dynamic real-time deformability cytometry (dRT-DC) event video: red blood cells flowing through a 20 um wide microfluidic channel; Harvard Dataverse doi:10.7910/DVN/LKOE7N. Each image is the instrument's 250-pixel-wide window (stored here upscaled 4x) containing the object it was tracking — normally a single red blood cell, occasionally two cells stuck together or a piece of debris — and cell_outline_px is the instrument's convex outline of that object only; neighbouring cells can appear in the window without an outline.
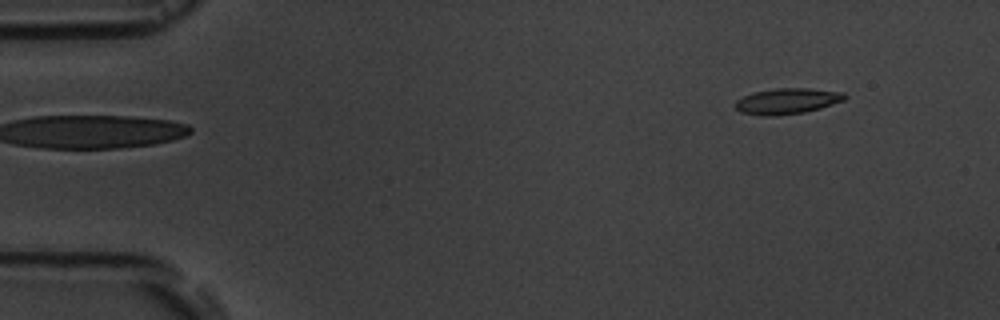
{"species": "common noctule bat (a hibernating species)", "species_latin": "Nyctalus noctula", "temperature_condition": "room temperature", "stored_images_in_passage": 6, "camera_frame_rate_fps": 3000, "um_per_image_px": 0.085, "animal": {"sex": "male", "body_mass_g": 19.5, "forearm_length_mm": 54.6}, "frame": {"image": 1, "passage_image": 6, "time_ms": 6.0, "image_size_px": [1000, 320], "cell_outline_px": [[848, 96], [844, 100], [820, 108], [804, 112], [776, 116], [764, 116], [740, 112], [736, 108], [736, 100], [752, 92], [776, 88], [808, 88], [844, 92]], "centroid_in_image_um": [66.91, 8.59], "position_along_channel_um": 18.1, "area_um2": 16.47}}